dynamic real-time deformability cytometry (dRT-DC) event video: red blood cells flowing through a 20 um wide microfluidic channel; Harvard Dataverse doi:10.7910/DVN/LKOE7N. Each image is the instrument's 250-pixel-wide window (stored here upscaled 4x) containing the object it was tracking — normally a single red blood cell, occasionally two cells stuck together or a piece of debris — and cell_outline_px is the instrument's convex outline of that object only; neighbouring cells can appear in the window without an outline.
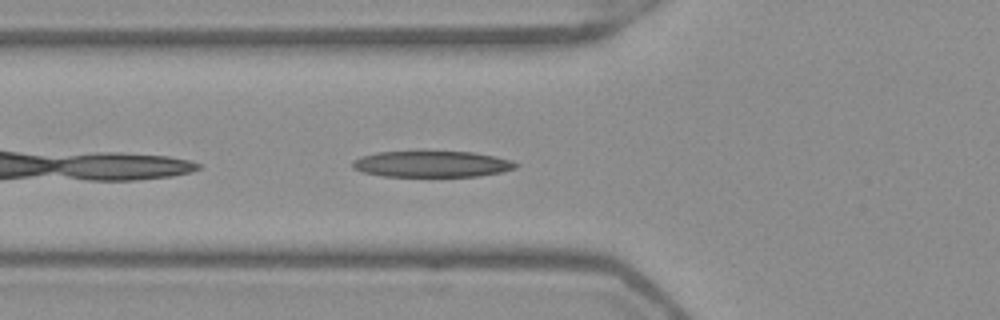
{"species": "Egyptian fruit bat (a non-hibernating species)", "species_latin": "Rousettus aegyptiacus", "temperature_condition": "warm", "stored_images_in_passage": 25, "camera_frame_rate_fps": 3000, "um_per_image_px": 0.085, "frame": {"image": 1, "passage_image": 3, "time_ms": 0.667, "image_size_px": [1000, 320], "cell_outline_px": [[520, 164], [516, 168], [500, 172], [480, 176], [384, 176], [364, 172], [352, 168], [352, 160], [360, 156], [376, 152], [420, 148], [428, 148], [472, 152], [512, 160]], "centroid_in_image_um": [36.66, 13.88], "position_along_channel_um": 89.1, "area_um2": 26.24}}
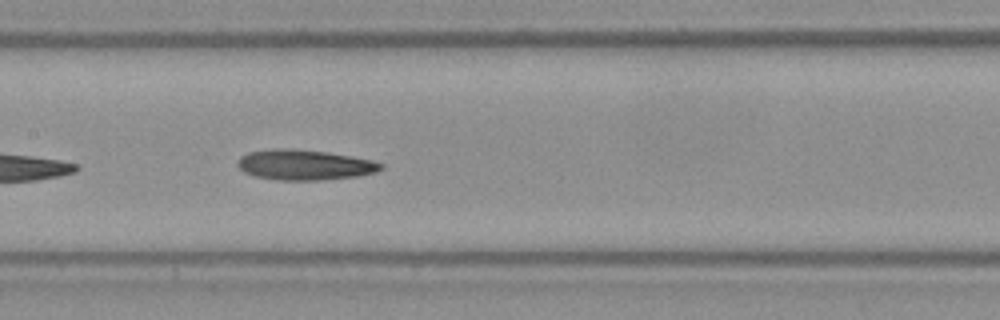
{"frame": {"image": 2, "passage_image": 10, "time_ms": 3.0, "image_size_px": [1000, 320], "cell_outline_px": [[384, 168], [376, 172], [356, 176], [320, 180], [276, 180], [256, 176], [244, 172], [236, 164], [240, 156], [248, 152], [272, 148], [284, 148], [328, 152], [352, 156], [372, 160], [384, 164]], "centroid_in_image_um": [25.88, 14.01], "position_along_channel_um": 181.5, "area_um2": 25.37}}
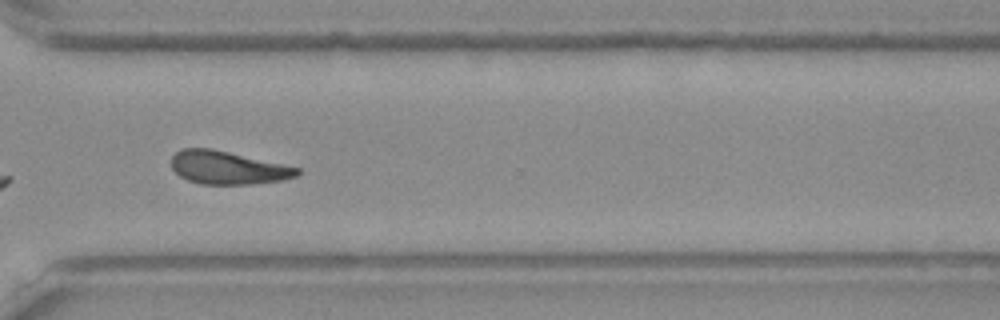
{"frame": {"image": 3, "passage_image": 23, "time_ms": 7.333, "image_size_px": [1000, 320], "cell_outline_px": [[300, 172], [296, 176], [284, 180], [252, 184], [200, 184], [188, 180], [180, 176], [172, 168], [172, 156], [180, 148], [212, 148], [300, 168]], "centroid_in_image_um": [19.35, 14.25], "position_along_channel_um": 351.2, "area_um2": 24.22}, "authors_computed_cell_mechanics": {"area_um2": 24.9118, "velocity_mm_per_s": 3.917, "shape_relaxation_time_tau1_ms": 6.2204, "shape_relaxation_time_tau2_ms": 5.6087, "deformation_change_tau1": 0.1928, "deformation_change_tau2": 0.1521}}